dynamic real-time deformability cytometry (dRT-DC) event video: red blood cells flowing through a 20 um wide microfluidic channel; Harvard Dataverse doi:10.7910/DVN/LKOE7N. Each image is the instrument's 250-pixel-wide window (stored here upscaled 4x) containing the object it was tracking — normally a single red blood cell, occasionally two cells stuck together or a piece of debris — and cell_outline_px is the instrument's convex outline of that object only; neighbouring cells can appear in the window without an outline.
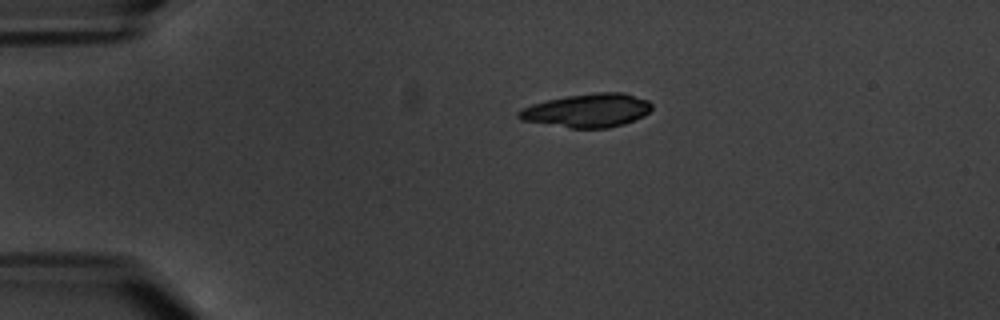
{"species": "common noctule bat (a hibernating species)", "species_latin": "Nyctalus noctula", "temperature_condition": "warm", "stored_images_in_passage": 8, "camera_frame_rate_fps": 3000, "um_per_image_px": 0.085, "animal": {"sex": "male", "body_mass_g": 20.1, "forearm_length_mm": 53.5}, "frame": {"image": 1, "passage_image": 1, "time_ms": 0.0, "image_size_px": [1000, 320], "cell_outline_px": [[652, 108], [644, 116], [624, 124], [608, 128], [568, 128], [520, 120], [516, 116], [516, 112], [532, 104], [548, 100], [568, 96], [596, 92], [624, 92], [648, 100], [652, 104]], "centroid_in_image_um": [49.93, 9.39], "position_along_channel_um": 35.1, "area_um2": 26.13}}
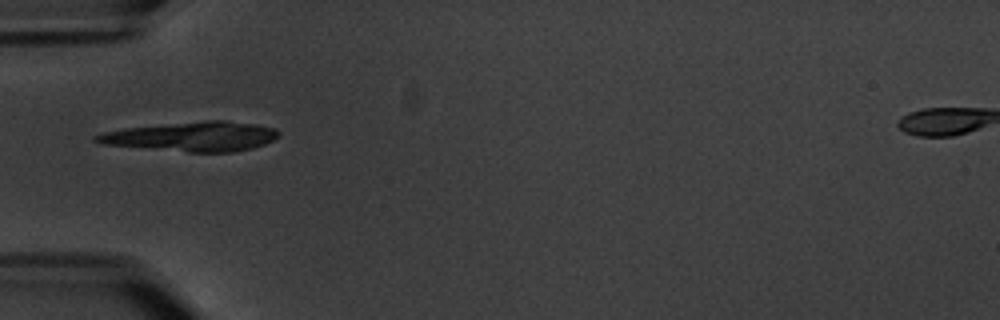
{"frame": {"image": 2, "passage_image": 3, "time_ms": 2.333, "image_size_px": [1000, 320], "cell_outline_px": [[280, 136], [264, 144], [252, 148], [232, 152], [188, 152], [100, 144], [92, 140], [92, 136], [104, 132], [124, 128], [204, 120], [224, 120], [256, 124], [276, 128], [280, 132]], "centroid_in_image_um": [16.32, 11.6], "position_along_channel_um": 68.7, "area_um2": 31.56}}
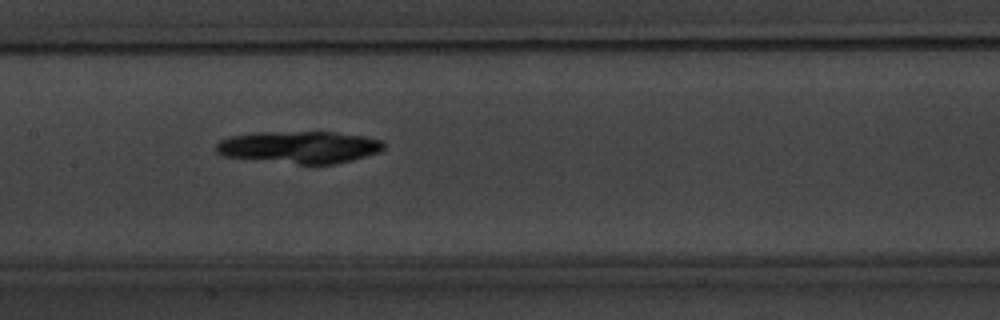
{"frame": {"image": 3, "passage_image": 6, "time_ms": 5.667, "image_size_px": [1000, 320], "cell_outline_px": [[384, 148], [380, 152], [352, 160], [336, 164], [300, 164], [224, 156], [216, 152], [216, 144], [220, 140], [232, 136], [252, 132], [336, 132], [364, 136], [380, 140], [384, 144]], "centroid_in_image_um": [25.46, 12.5], "position_along_channel_um": 181.9, "area_um2": 31.33}}